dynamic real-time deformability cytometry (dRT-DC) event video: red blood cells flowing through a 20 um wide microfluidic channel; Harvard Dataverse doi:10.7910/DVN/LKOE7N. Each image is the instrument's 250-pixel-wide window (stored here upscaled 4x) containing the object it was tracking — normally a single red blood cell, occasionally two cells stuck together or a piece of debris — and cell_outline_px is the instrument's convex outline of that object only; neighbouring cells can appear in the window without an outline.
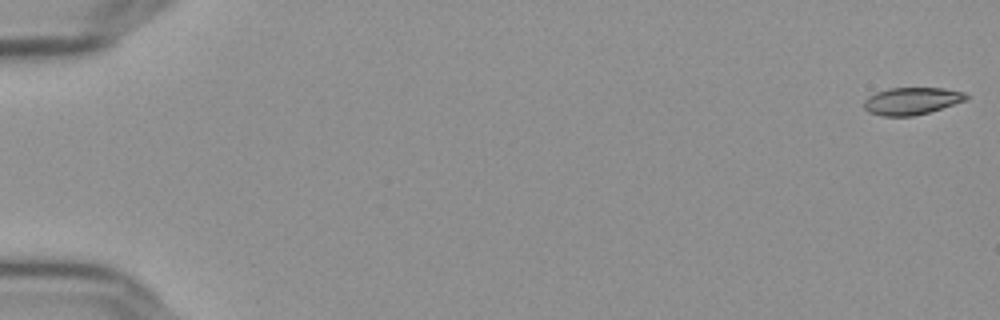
{"species": "Egyptian fruit bat (a non-hibernating species)", "species_latin": "Rousettus aegyptiacus", "temperature_condition": "cold", "stored_images_in_passage": 14, "camera_frame_rate_fps": 3000, "um_per_image_px": 0.085, "frame": {"image": 1, "passage_image": 1, "time_ms": 0.0, "image_size_px": [1000, 320], "cell_outline_px": [[968, 96], [964, 100], [928, 112], [912, 116], [884, 116], [868, 112], [864, 108], [864, 100], [868, 96], [876, 92], [888, 88], [944, 88], [964, 92]], "centroid_in_image_um": [77.43, 8.57], "position_along_channel_um": 7.6, "area_um2": 16.01}}